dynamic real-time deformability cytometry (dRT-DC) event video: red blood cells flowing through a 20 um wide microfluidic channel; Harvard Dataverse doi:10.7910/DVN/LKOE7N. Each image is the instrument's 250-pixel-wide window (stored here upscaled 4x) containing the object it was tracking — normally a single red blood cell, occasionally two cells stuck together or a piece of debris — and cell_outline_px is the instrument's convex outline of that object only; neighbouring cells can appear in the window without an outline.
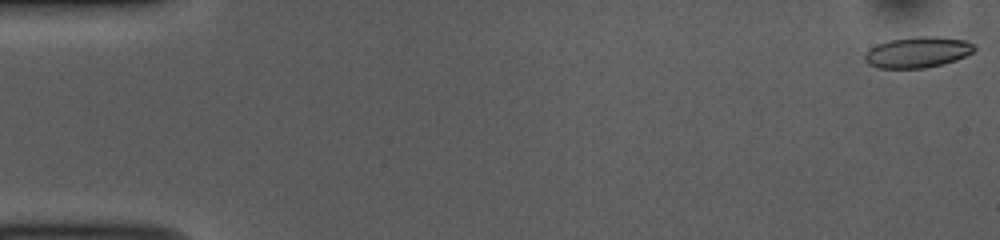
{"species": "common noctule bat (a hibernating species)", "species_latin": "Nyctalus noctula", "temperature_condition": "room temperature", "stored_images_in_passage": 53, "camera_frame_rate_fps": 3000, "um_per_image_px": 0.085, "animal": {"sex": "female", "body_mass_g": 10.0, "forearm_length_mm": 53.1}, "frame": {"image": 1, "passage_image": 1, "time_ms": 0.0, "image_size_px": [1000, 240], "cell_outline_px": [[976, 48], [972, 52], [956, 60], [944, 64], [924, 68], [876, 68], [868, 64], [864, 60], [864, 56], [876, 44], [888, 40], [916, 36], [936, 36], [964, 40], [972, 44]], "centroid_in_image_um": [77.98, 4.44], "position_along_channel_um": 7.0, "area_um2": 19.71}}
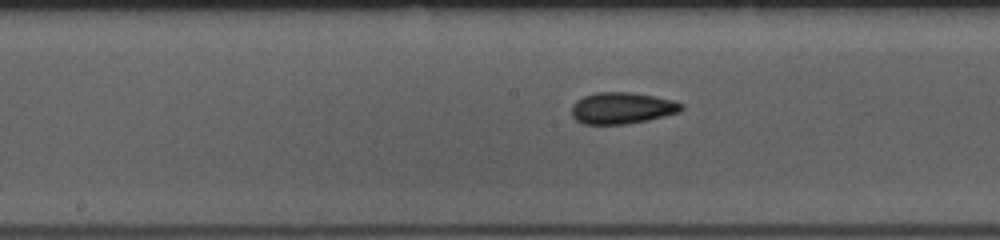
{"frame": {"image": 2, "passage_image": 27, "time_ms": 8.667, "image_size_px": [1000, 240], "cell_outline_px": [[684, 108], [680, 112], [648, 120], [624, 124], [584, 124], [576, 120], [572, 116], [572, 104], [576, 100], [584, 96], [596, 92], [628, 92], [676, 100], [684, 104]], "centroid_in_image_um": [52.89, 9.18], "position_along_channel_um": 195.3, "area_um2": 20.23}}
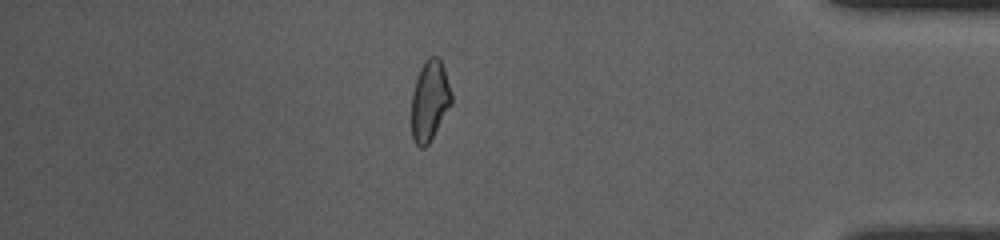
{"frame": {"image": 3, "passage_image": 46, "time_ms": 15.0, "image_size_px": [1000, 240], "cell_outline_px": [[452, 104], [428, 144], [424, 148], [420, 148], [416, 144], [412, 136], [412, 92], [420, 68], [428, 56], [440, 56], [444, 68], [452, 96]], "centroid_in_image_um": [36.53, 8.54], "position_along_channel_um": 398.7, "area_um2": 18.67}, "authors_computed_cell_mechanics": {"area_um2": 19.8832, "velocity_mm_per_s": 3.7702, "shape_relaxation_time_tau1_ms": 6.1355, "shape_relaxation_time_tau2_ms": 2.7295, "deformation_change_tau1": 0.1372, "deformation_change_tau2": 0.0797}}